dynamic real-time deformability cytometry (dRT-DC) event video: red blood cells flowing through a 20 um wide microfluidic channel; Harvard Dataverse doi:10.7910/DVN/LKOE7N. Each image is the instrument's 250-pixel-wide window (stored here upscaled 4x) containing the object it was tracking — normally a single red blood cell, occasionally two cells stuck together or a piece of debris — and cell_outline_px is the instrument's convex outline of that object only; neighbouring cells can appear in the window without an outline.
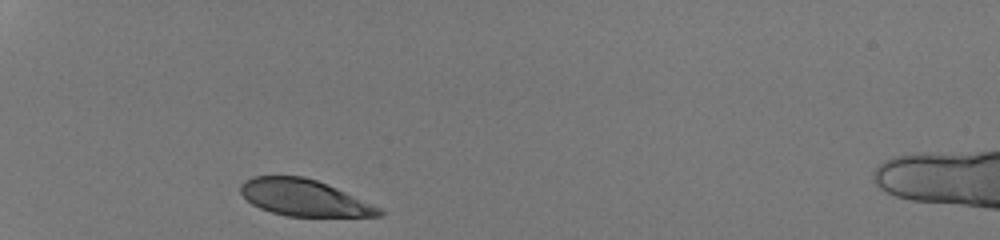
{"species": "human", "species_latin": "Homo sapiens", "temperature_condition": "room temperature", "stored_images_in_passage": 28, "camera_frame_rate_fps": 3000, "um_per_image_px": 0.085, "donor": {"sex": "male"}, "frame": {"image": 1, "passage_image": 1, "time_ms": 0.0, "image_size_px": [1000, 240], "cell_outline_px": [[384, 212], [380, 216], [288, 216], [272, 212], [260, 208], [252, 204], [240, 192], [240, 184], [244, 180], [252, 176], [304, 176], [316, 180], [336, 188], [384, 208]], "centroid_in_image_um": [25.86, 16.8], "position_along_channel_um": 59.1, "area_um2": 29.42}}
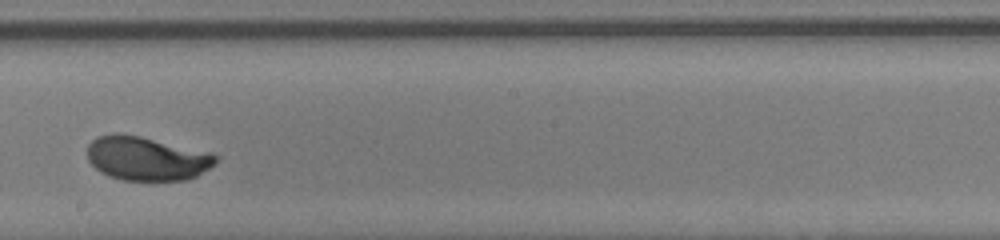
{"frame": {"image": 2, "passage_image": 16, "time_ms": 5.0, "image_size_px": [1000, 240], "cell_outline_px": [[220, 160], [196, 176], [188, 180], [124, 180], [108, 176], [100, 172], [88, 160], [88, 144], [96, 136], [116, 132], [140, 136], [208, 152], [220, 156]], "centroid_in_image_um": [12.45, 13.46], "position_along_channel_um": 235.7, "area_um2": 32.89}}
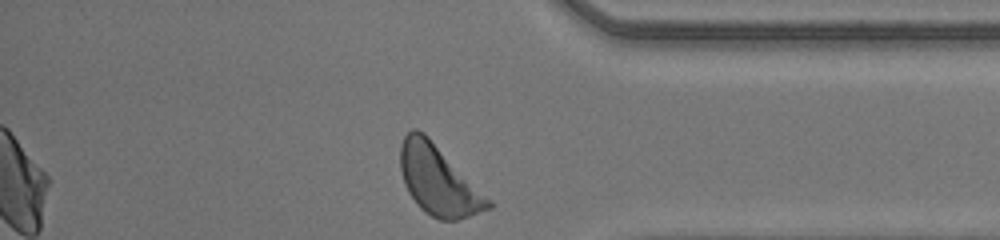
{"frame": {"image": 3, "passage_image": 28, "time_ms": 9.0, "image_size_px": [1000, 240], "cell_outline_px": [[492, 208], [456, 220], [440, 220], [424, 212], [416, 204], [408, 192], [404, 184], [400, 168], [400, 144], [404, 136], [412, 128], [416, 128], [424, 132], [492, 200]], "centroid_in_image_um": [37.25, 15.32], "position_along_channel_um": 397.9, "area_um2": 35.6}, "authors_computed_cell_mechanics": {"area_um2": 33.1483, "velocity_mm_per_s": 4.2063, "shape_relaxation_time_tau1_ms": 2.1392, "shape_relaxation_time_tau2_ms": null, "deformation_change_tau1": 0.1388, "deformation_change_tau2": null}}